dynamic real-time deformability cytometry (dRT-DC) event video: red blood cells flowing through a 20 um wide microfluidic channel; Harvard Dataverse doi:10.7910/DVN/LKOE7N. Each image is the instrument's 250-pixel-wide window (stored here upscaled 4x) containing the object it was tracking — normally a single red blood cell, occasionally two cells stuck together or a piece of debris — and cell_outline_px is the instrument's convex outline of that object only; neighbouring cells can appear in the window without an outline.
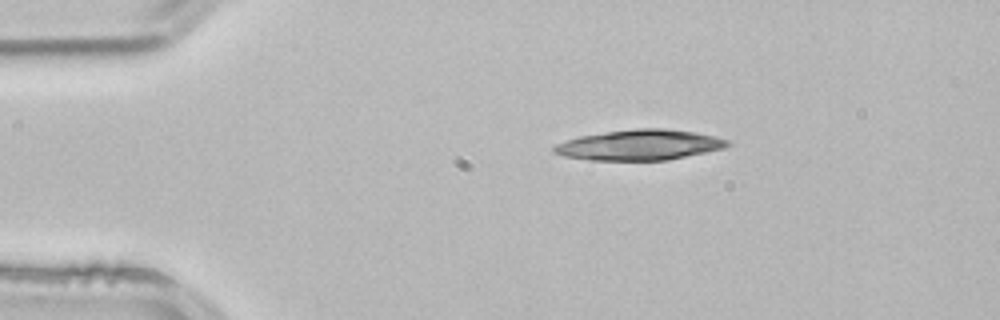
{"species": "common noctule bat (a hibernating species)", "species_latin": "Nyctalus noctula", "temperature_condition": "room temperature", "stored_images_in_passage": 3, "segment_of_instrument_passage": [1, 2], "camera_frame_rate_fps": 3000, "um_per_image_px": 0.085, "animal": {"sex": "male", "body_mass_g": 21.5, "forearm_length_mm": 52.0}, "frame": {"image": 1, "passage_image": 1, "time_ms": 0.0, "image_size_px": [1000, 320], "cell_outline_px": [[732, 144], [724, 148], [668, 160], [588, 160], [564, 156], [552, 152], [552, 148], [556, 144], [580, 136], [636, 128], [664, 128], [692, 132], [712, 136], [728, 140]], "centroid_in_image_um": [54.35, 12.33], "position_along_channel_um": 30.6, "area_um2": 30.46}}